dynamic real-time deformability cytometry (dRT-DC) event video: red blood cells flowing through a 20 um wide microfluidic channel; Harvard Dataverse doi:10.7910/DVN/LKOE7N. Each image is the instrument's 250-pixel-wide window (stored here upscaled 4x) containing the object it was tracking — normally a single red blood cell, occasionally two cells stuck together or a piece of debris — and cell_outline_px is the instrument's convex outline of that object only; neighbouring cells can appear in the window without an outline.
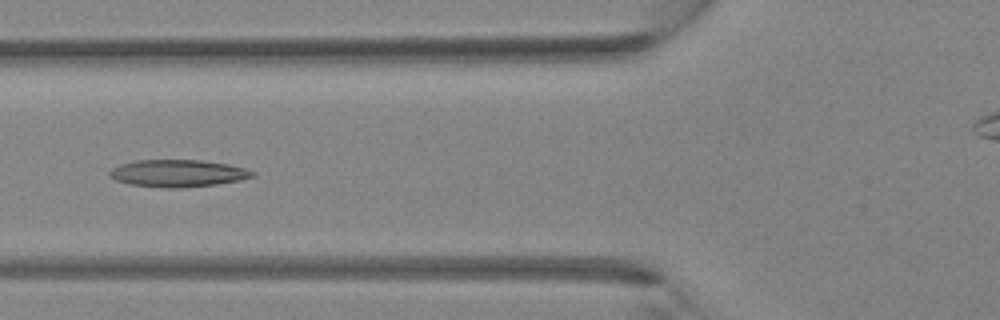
{"species": "Egyptian fruit bat (a non-hibernating species)", "species_latin": "Rousettus aegyptiacus", "temperature_condition": "room temperature", "stored_images_in_passage": 30, "camera_frame_rate_fps": 3000, "um_per_image_px": 0.085, "animal": {"sex": "female"}, "frame": {"image": 1, "passage_image": 6, "time_ms": 1.667, "image_size_px": [1000, 320], "cell_outline_px": [[256, 176], [240, 180], [216, 184], [184, 188], [164, 188], [128, 184], [116, 180], [108, 176], [108, 172], [112, 168], [120, 164], [136, 160], [200, 160], [228, 164], [244, 168], [256, 172]], "centroid_in_image_um": [15.1, 14.73], "position_along_channel_um": 110.7, "area_um2": 22.83}}
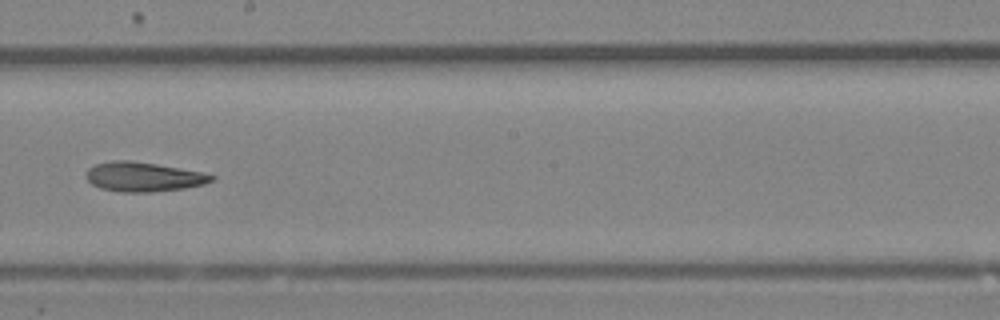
{"frame": {"image": 2, "passage_image": 13, "time_ms": 4.0, "image_size_px": [1000, 320], "cell_outline_px": [[216, 176], [212, 180], [204, 184], [184, 188], [152, 192], [120, 192], [100, 188], [92, 184], [84, 176], [88, 168], [96, 164], [112, 160], [128, 160], [156, 164], [204, 172]], "centroid_in_image_um": [12.17, 15.03], "position_along_channel_um": 236.0, "area_um2": 21.56}}
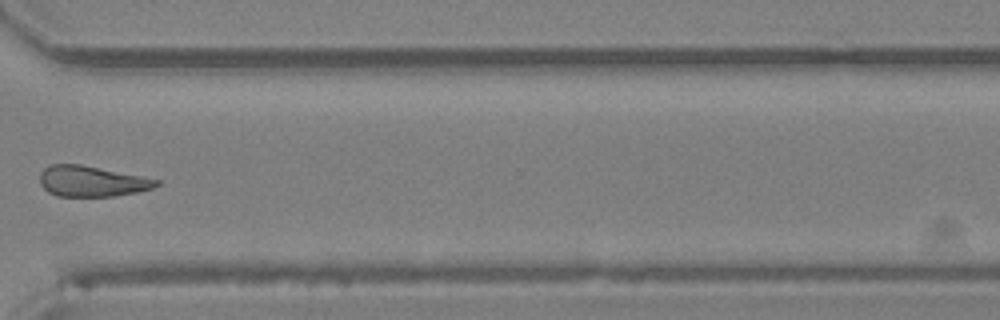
{"frame": {"image": 3, "passage_image": 20, "time_ms": 6.333, "image_size_px": [1000, 320], "cell_outline_px": [[160, 184], [152, 188], [136, 192], [116, 196], [56, 196], [48, 192], [40, 184], [40, 172], [48, 164], [80, 164], [160, 180]], "centroid_in_image_um": [7.76, 15.41], "position_along_channel_um": 362.8, "area_um2": 20.75}}